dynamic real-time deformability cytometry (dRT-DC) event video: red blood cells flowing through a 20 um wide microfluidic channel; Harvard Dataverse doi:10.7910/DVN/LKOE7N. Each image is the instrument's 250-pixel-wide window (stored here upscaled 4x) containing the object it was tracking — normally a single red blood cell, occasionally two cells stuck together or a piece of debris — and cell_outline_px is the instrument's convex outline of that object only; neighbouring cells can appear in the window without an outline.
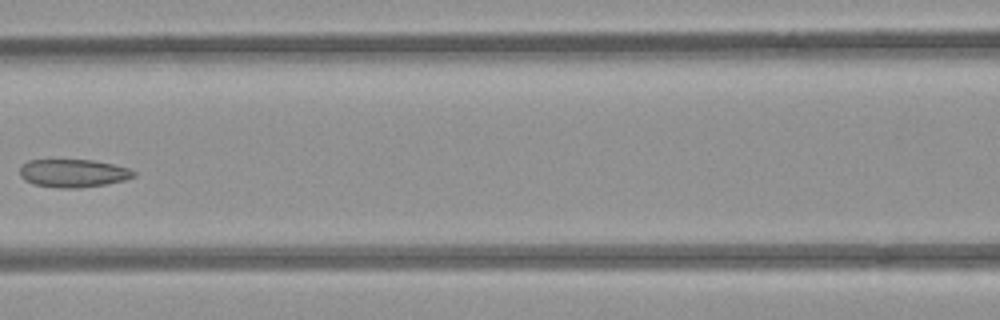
{"species": "common noctule bat (a hibernating species)", "species_latin": "Nyctalus noctula", "temperature_condition": "room temperature", "stored_images_in_passage": 7, "camera_frame_rate_fps": 3000, "um_per_image_px": 0.085, "animal": {"sex": "female", "body_mass_g": 21.9}, "frame": {"image": 1, "passage_image": 6, "time_ms": 6.0, "image_size_px": [1000, 320], "cell_outline_px": [[136, 176], [124, 180], [108, 184], [80, 188], [60, 188], [32, 184], [24, 180], [20, 176], [20, 168], [28, 160], [92, 160], [112, 164], [128, 168], [136, 172]], "centroid_in_image_um": [6.23, 14.73], "position_along_channel_um": 160.4, "area_um2": 18.67}}
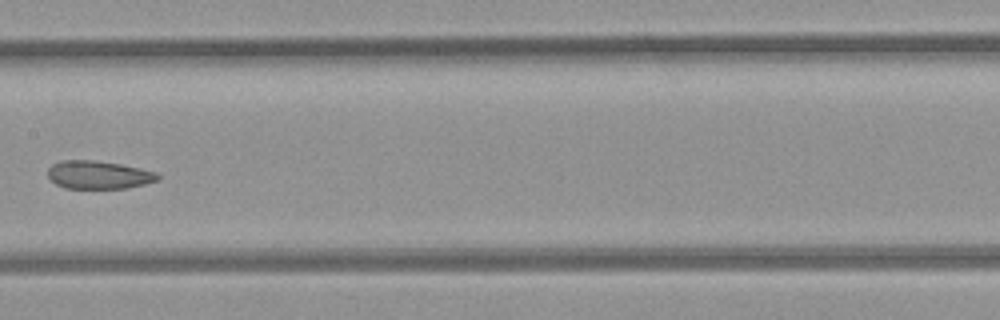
{"frame": {"image": 2, "passage_image": 7, "time_ms": 7.0, "image_size_px": [1000, 320], "cell_outline_px": [[160, 180], [128, 188], [64, 188], [56, 184], [48, 176], [48, 168], [52, 164], [64, 160], [92, 160], [120, 164], [156, 172], [160, 176]], "centroid_in_image_um": [8.38, 14.86], "position_along_channel_um": 199.0, "area_um2": 17.92}}